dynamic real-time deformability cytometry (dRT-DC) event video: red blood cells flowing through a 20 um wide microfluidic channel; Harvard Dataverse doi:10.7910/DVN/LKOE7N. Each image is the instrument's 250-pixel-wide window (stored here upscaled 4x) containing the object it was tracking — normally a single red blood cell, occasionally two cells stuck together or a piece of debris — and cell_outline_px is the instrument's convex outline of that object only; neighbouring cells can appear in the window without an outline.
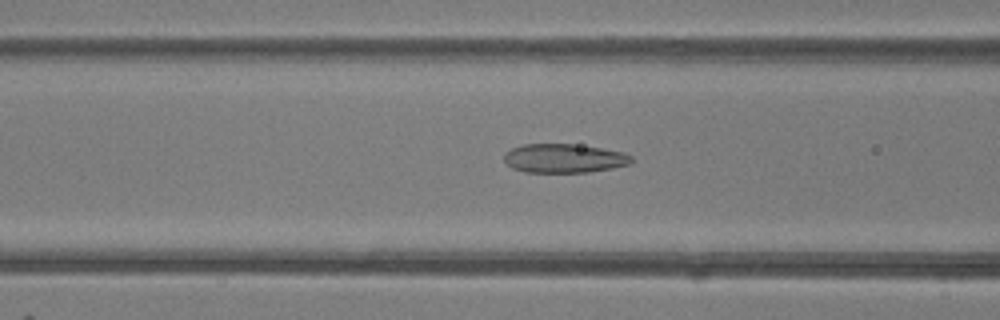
{"species": "common noctule bat (a hibernating species)", "species_latin": "Nyctalus noctula", "temperature_condition": "room temperature", "stored_images_in_passage": 49, "camera_frame_rate_fps": 3000, "um_per_image_px": 0.085, "animal": {"sex": "female"}, "frame": {"image": 1, "passage_image": 20, "time_ms": 6.333, "image_size_px": [1000, 320], "cell_outline_px": [[632, 160], [628, 164], [612, 168], [588, 172], [524, 172], [512, 168], [504, 160], [504, 152], [512, 148], [524, 144], [572, 144], [600, 148], [624, 152], [632, 156]], "centroid_in_image_um": [47.92, 13.46], "position_along_channel_um": 118.7, "area_um2": 21.39}}
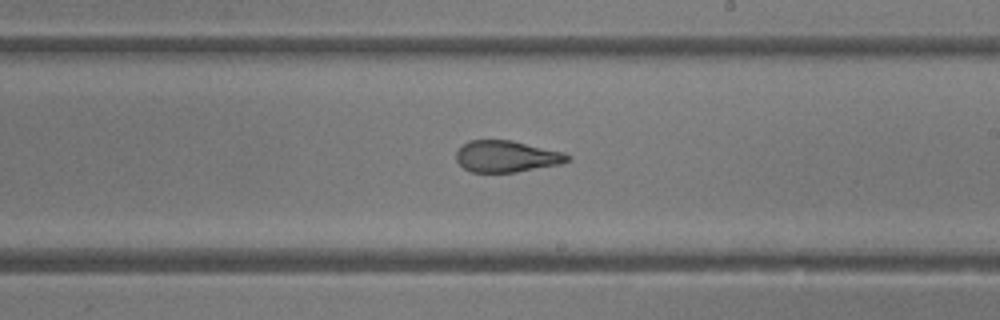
{"frame": {"image": 2, "passage_image": 29, "time_ms": 9.333, "image_size_px": [1000, 320], "cell_outline_px": [[572, 156], [568, 160], [560, 164], [516, 172], [472, 172], [464, 168], [456, 160], [456, 152], [468, 140], [512, 140], [564, 152]], "centroid_in_image_um": [43.06, 13.29], "position_along_channel_um": 245.9, "area_um2": 20.4}}
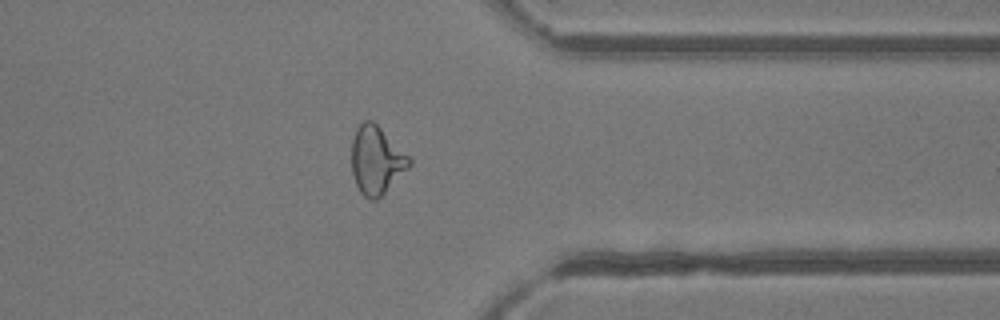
{"frame": {"image": 3, "passage_image": 39, "time_ms": 12.667, "image_size_px": [1000, 320], "cell_outline_px": [[412, 164], [376, 200], [372, 200], [364, 196], [360, 192], [356, 184], [352, 172], [352, 140], [356, 128], [364, 120], [372, 120], [412, 160]], "centroid_in_image_um": [31.97, 13.62], "position_along_channel_um": 379.4, "area_um2": 22.31}, "authors_computed_cell_mechanics": {"area_um2": 22.9466, "velocity_mm_per_s": 4.2348, "shape_relaxation_time_tau1_ms": null, "shape_relaxation_time_tau2_ms": 1.1762, "deformation_change_tau1": null, "deformation_change_tau2": 0.0983}}